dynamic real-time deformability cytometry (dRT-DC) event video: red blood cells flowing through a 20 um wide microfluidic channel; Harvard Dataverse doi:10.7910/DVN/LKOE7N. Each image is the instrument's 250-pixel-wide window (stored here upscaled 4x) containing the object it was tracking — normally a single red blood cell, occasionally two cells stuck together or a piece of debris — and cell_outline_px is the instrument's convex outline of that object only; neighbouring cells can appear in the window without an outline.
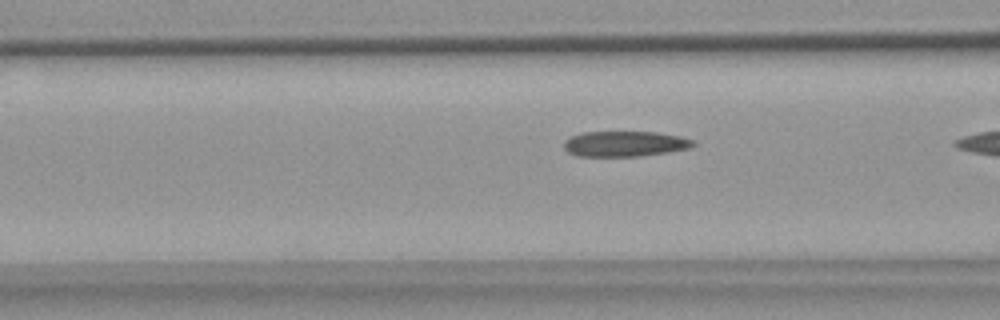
{"species": "common noctule bat (a hibernating species)", "species_latin": "Nyctalus noctula", "temperature_condition": "warm", "stored_images_in_passage": 11, "camera_frame_rate_fps": 3000, "um_per_image_px": 0.085, "animal": {"sex": "female", "body_mass_g": 18.4}, "frame": {"image": 1, "passage_image": 10, "time_ms": 3.0, "image_size_px": [1000, 320], "cell_outline_px": [[696, 144], [688, 148], [668, 152], [640, 156], [580, 156], [568, 152], [564, 148], [564, 140], [580, 132], [656, 132], [680, 136], [696, 140]], "centroid_in_image_um": [53.12, 12.22], "position_along_channel_um": 113.5, "area_um2": 19.19}}